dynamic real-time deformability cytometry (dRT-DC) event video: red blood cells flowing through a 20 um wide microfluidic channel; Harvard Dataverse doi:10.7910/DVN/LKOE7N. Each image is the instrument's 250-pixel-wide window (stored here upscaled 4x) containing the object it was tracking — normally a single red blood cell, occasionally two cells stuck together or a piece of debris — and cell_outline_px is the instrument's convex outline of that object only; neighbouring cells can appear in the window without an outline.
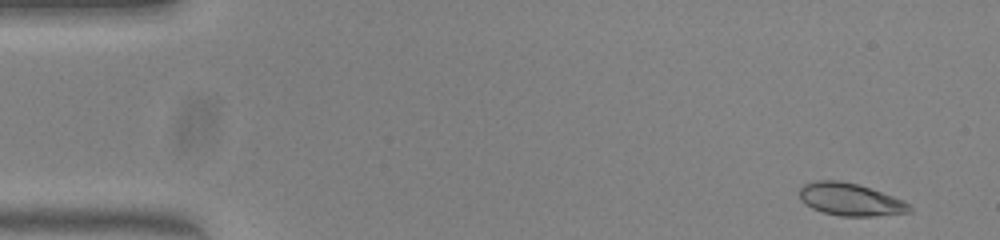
{"species": "common noctule bat (a hibernating species)", "species_latin": "Nyctalus noctula", "temperature_condition": "warm", "stored_images_in_passage": 50, "camera_frame_rate_fps": 3000, "um_per_image_px": 0.085, "animal": {"sex": "female", "body_mass_g": 23.0, "forearm_length_mm": 53.4}, "frame": {"image": 1, "passage_image": 2, "time_ms": 0.333, "image_size_px": [1000, 240], "cell_outline_px": [[912, 212], [872, 216], [840, 216], [824, 212], [812, 208], [804, 204], [800, 200], [800, 188], [804, 184], [816, 180], [840, 180], [856, 184], [904, 200], [912, 208]], "centroid_in_image_um": [72.25, 16.96], "position_along_channel_um": 12.8, "area_um2": 20.69}}
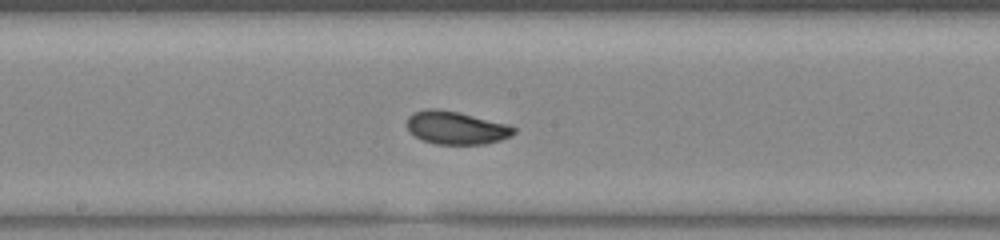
{"frame": {"image": 2, "passage_image": 26, "time_ms": 8.333, "image_size_px": [1000, 240], "cell_outline_px": [[516, 132], [512, 136], [500, 140], [484, 144], [436, 144], [424, 140], [416, 136], [408, 128], [408, 116], [412, 112], [424, 108], [436, 108], [460, 112], [508, 124], [516, 128]], "centroid_in_image_um": [38.8, 10.84], "position_along_channel_um": 209.4, "area_um2": 20.63}}
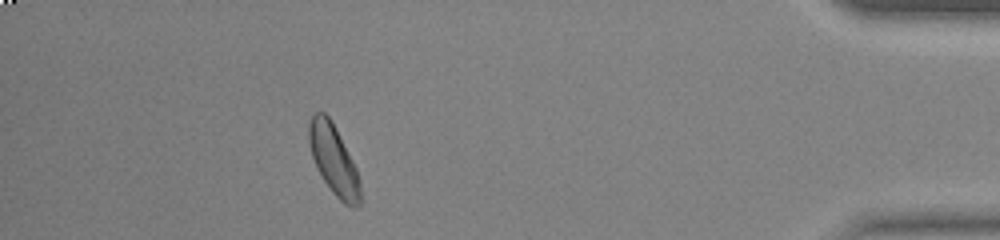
{"frame": {"image": 3, "passage_image": 45, "time_ms": 14.667, "image_size_px": [1000, 240], "cell_outline_px": [[360, 204], [356, 208], [352, 208], [344, 204], [332, 192], [316, 168], [312, 156], [308, 140], [308, 124], [312, 112], [324, 112], [332, 120], [356, 168], [360, 180]], "centroid_in_image_um": [28.35, 13.57], "position_along_channel_um": 406.9, "area_um2": 20.98}, "authors_computed_cell_mechanics": {"area_um2": 20.6635, "velocity_mm_per_s": 3.9762, "shape_relaxation_time_tau1_ms": 3.379, "shape_relaxation_time_tau2_ms": 1.7914, "deformation_change_tau1": 0.1143, "deformation_change_tau2": 0.0488}}